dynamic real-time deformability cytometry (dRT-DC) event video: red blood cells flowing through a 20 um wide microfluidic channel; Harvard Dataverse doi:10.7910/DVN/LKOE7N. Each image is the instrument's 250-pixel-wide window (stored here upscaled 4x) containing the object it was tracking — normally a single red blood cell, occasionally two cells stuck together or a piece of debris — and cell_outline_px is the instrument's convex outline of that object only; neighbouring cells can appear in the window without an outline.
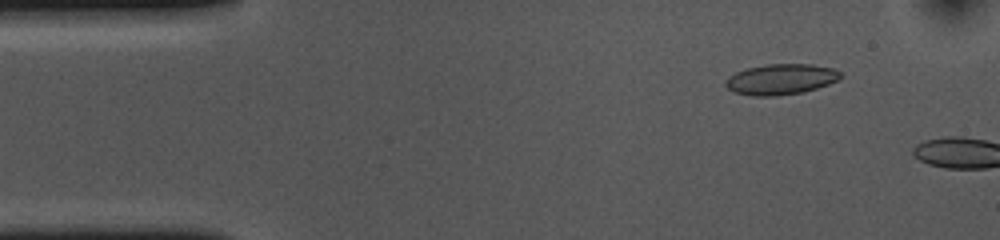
{"species": "common noctule bat (a hibernating species)", "species_latin": "Nyctalus noctula", "temperature_condition": "cold", "stored_images_in_passage": 3, "camera_frame_rate_fps": 3000, "um_per_image_px": 0.085, "animal": {"sex": "female", "body_mass_g": 10.0, "forearm_length_mm": 53.1}, "frame": {"image": 1, "passage_image": 1, "time_ms": 0.0, "image_size_px": [1000, 240], "cell_outline_px": [[844, 76], [840, 80], [804, 92], [776, 96], [752, 96], [736, 92], [728, 88], [724, 84], [724, 80], [728, 76], [736, 72], [748, 68], [768, 64], [812, 64], [832, 68], [840, 72]], "centroid_in_image_um": [66.39, 6.74], "position_along_channel_um": 18.6, "area_um2": 20.63}}